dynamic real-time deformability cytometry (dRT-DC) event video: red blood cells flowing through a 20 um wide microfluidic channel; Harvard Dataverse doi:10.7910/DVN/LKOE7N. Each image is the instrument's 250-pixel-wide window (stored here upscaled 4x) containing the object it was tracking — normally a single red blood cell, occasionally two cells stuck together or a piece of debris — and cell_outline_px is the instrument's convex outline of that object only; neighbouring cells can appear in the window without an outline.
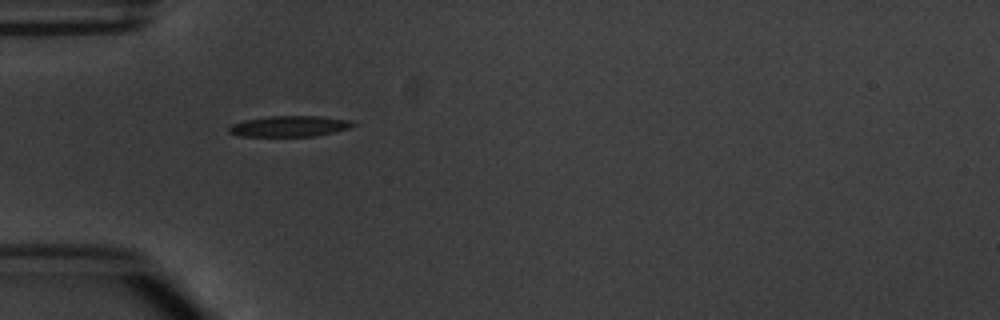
{"species": "common noctule bat (a hibernating species)", "species_latin": "Nyctalus noctula", "temperature_condition": "warm", "stored_images_in_passage": 4, "camera_frame_rate_fps": 3000, "um_per_image_px": 0.085, "animal": {"sex": "male", "body_mass_g": 20.1, "forearm_length_mm": 53.5}, "frame": {"image": 1, "passage_image": 1, "time_ms": 0.0, "image_size_px": [1000, 320], "cell_outline_px": [[356, 124], [348, 128], [336, 132], [316, 136], [240, 136], [228, 132], [228, 128], [232, 124], [244, 120], [268, 116], [320, 116], [352, 120]], "centroid_in_image_um": [24.62, 10.73], "position_along_channel_um": 60.4, "area_um2": 15.14}}
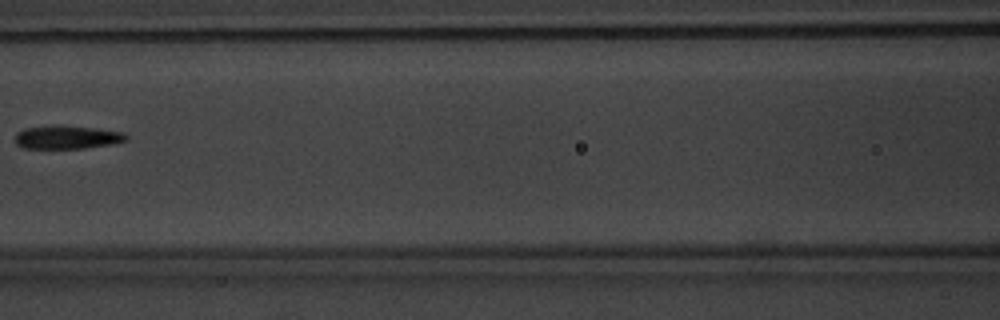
{"frame": {"image": 2, "passage_image": 3, "time_ms": 2.667, "image_size_px": [1000, 320], "cell_outline_px": [[128, 140], [112, 144], [84, 148], [24, 148], [16, 144], [16, 132], [24, 128], [52, 124], [60, 124], [96, 128], [124, 132], [128, 136]], "centroid_in_image_um": [5.7, 11.64], "position_along_channel_um": 160.9, "area_um2": 15.43}}
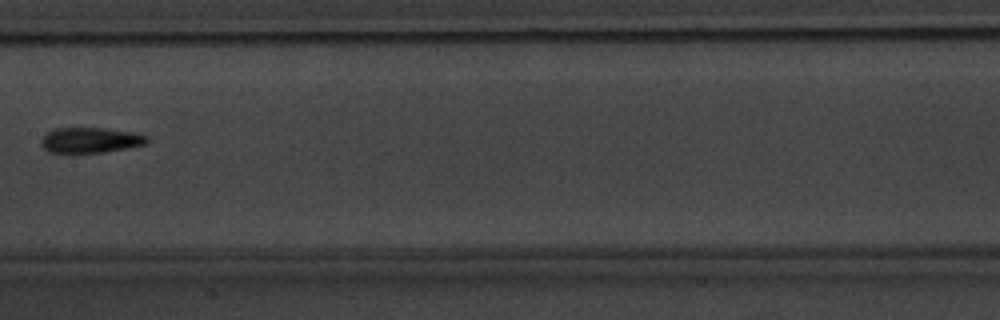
{"frame": {"image": 3, "passage_image": 4, "time_ms": 3.667, "image_size_px": [1000, 320], "cell_outline_px": [[148, 140], [144, 144], [104, 152], [48, 152], [40, 144], [40, 140], [52, 128], [104, 128], [132, 132], [148, 136]], "centroid_in_image_um": [7.64, 11.9], "position_along_channel_um": 199.8, "area_um2": 15.43}}